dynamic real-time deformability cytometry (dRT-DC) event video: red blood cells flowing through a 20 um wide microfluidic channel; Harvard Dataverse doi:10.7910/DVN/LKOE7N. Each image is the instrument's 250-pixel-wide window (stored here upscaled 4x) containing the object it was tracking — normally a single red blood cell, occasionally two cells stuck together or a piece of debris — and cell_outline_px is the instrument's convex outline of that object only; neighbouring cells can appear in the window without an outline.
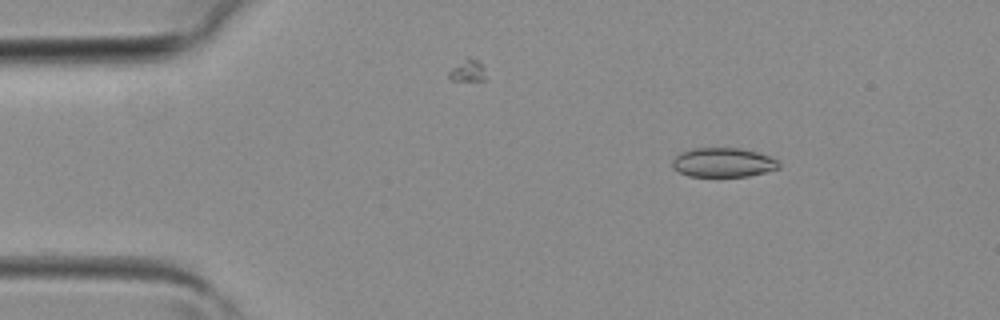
{"species": "common noctule bat (a hibernating species)", "species_latin": "Nyctalus noctula", "temperature_condition": "room temperature", "stored_images_in_passage": 35, "camera_frame_rate_fps": 3000, "um_per_image_px": 0.085, "animal": {"sex": "female", "body_mass_g": 19.3, "forearm_length_mm": 54.1}, "frame": {"image": 1, "passage_image": 1, "time_ms": 0.0, "image_size_px": [1000, 320], "cell_outline_px": [[780, 168], [748, 176], [688, 176], [672, 168], [672, 160], [680, 152], [692, 148], [740, 148], [772, 156], [780, 164]], "centroid_in_image_um": [61.46, 13.8], "position_along_channel_um": 23.5, "area_um2": 18.21}}
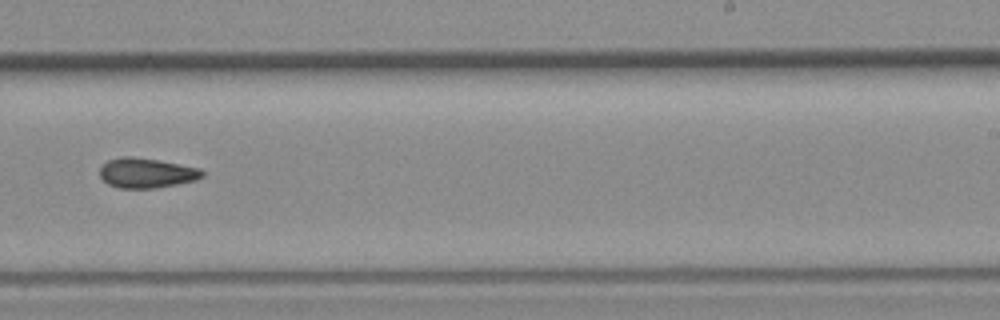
{"frame": {"image": 2, "passage_image": 20, "time_ms": 6.333, "image_size_px": [1000, 320], "cell_outline_px": [[204, 176], [196, 180], [156, 188], [120, 188], [108, 184], [100, 176], [100, 168], [108, 160], [124, 156], [132, 156], [156, 160], [200, 168], [204, 172]], "centroid_in_image_um": [12.45, 14.7], "position_along_channel_um": 276.5, "area_um2": 17.69}}
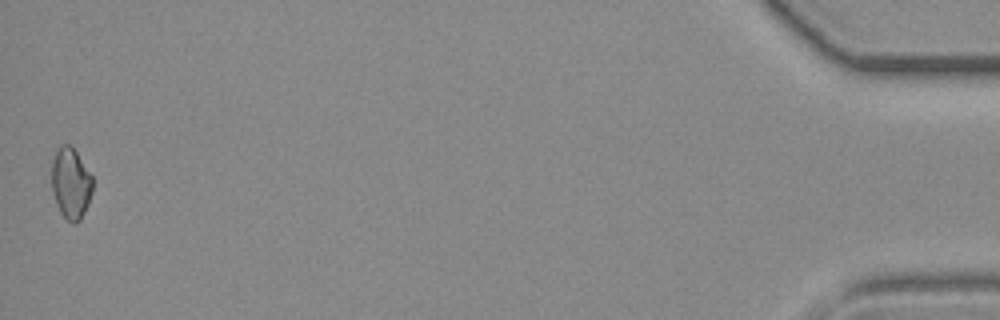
{"frame": {"image": 3, "passage_image": 35, "time_ms": 11.333, "image_size_px": [1000, 320], "cell_outline_px": [[92, 192], [88, 204], [80, 220], [76, 224], [72, 224], [60, 212], [56, 204], [52, 192], [52, 160], [56, 148], [60, 144], [68, 144], [76, 152], [92, 176]], "centroid_in_image_um": [6.0, 15.58], "position_along_channel_um": 429.2, "area_um2": 16.99}}